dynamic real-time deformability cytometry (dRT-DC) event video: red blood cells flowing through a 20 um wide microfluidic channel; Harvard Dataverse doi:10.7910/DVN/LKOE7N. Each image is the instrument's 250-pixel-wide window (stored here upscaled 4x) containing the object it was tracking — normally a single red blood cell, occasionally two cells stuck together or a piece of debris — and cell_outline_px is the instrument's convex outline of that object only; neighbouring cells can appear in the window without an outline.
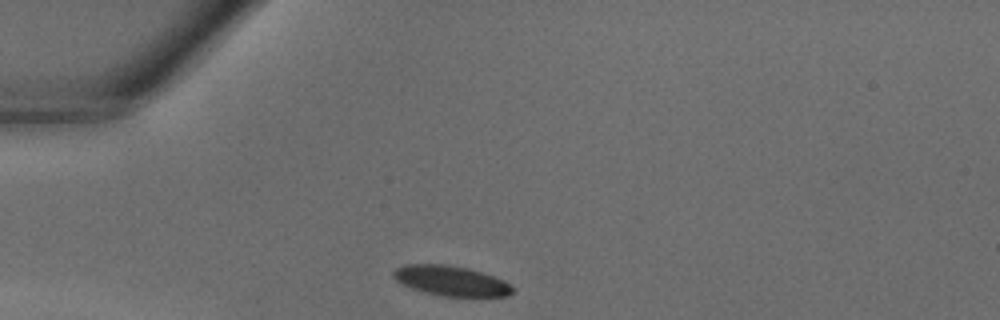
{"species": "common noctule bat (a hibernating species)", "species_latin": "Nyctalus noctula", "temperature_condition": "warm", "stored_images_in_passage": 25, "camera_frame_rate_fps": 3000, "um_per_image_px": 0.085, "animal": {"sex": "male", "body_mass_g": 18.8}, "frame": {"image": 1, "passage_image": 1, "time_ms": 0.0, "image_size_px": [1000, 320], "cell_outline_px": [[516, 292], [508, 296], [444, 296], [412, 288], [396, 280], [392, 276], [392, 272], [396, 268], [404, 264], [444, 264], [468, 268], [504, 280], [516, 288]], "centroid_in_image_um": [38.38, 23.86], "position_along_channel_um": 46.6, "area_um2": 20.75}}
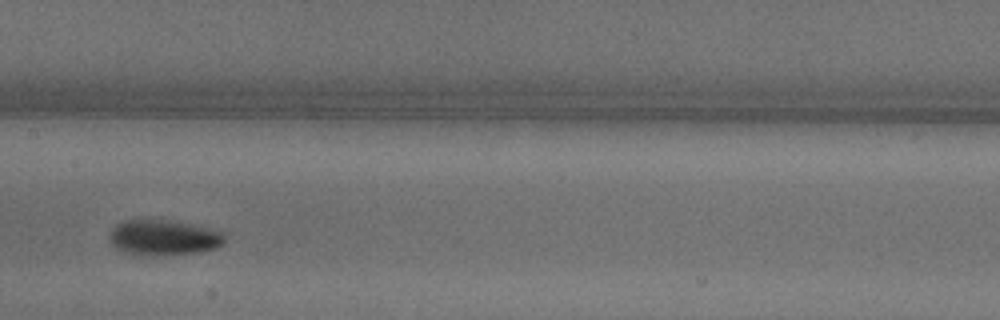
{"frame": {"image": 2, "passage_image": 11, "time_ms": 3.333, "image_size_px": [1000, 320], "cell_outline_px": [[224, 244], [216, 248], [200, 252], [148, 256], [136, 256], [120, 252], [112, 244], [108, 236], [112, 228], [116, 224], [124, 220], [176, 220], [192, 224], [220, 232], [224, 236]], "centroid_in_image_um": [13.84, 20.21], "position_along_channel_um": 193.6, "area_um2": 24.1}}
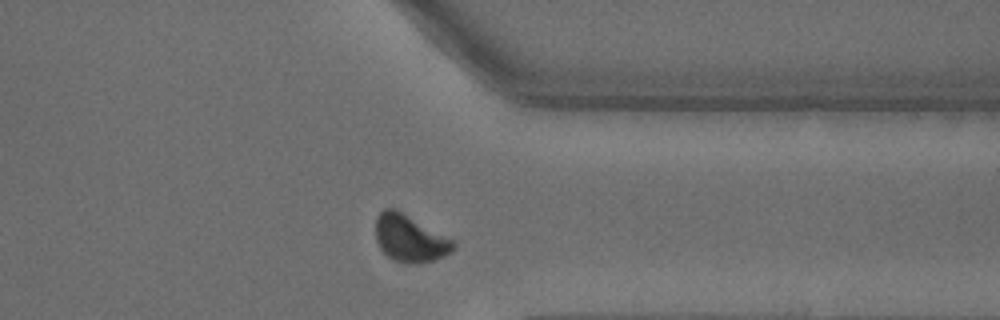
{"frame": {"image": 3, "passage_image": 22, "time_ms": 7.0, "image_size_px": [1000, 320], "cell_outline_px": [[456, 248], [452, 252], [444, 256], [420, 264], [408, 264], [392, 260], [380, 248], [376, 240], [376, 216], [384, 208], [396, 208], [456, 240]], "centroid_in_image_um": [34.88, 20.26], "position_along_channel_um": 376.5, "area_um2": 21.85}}